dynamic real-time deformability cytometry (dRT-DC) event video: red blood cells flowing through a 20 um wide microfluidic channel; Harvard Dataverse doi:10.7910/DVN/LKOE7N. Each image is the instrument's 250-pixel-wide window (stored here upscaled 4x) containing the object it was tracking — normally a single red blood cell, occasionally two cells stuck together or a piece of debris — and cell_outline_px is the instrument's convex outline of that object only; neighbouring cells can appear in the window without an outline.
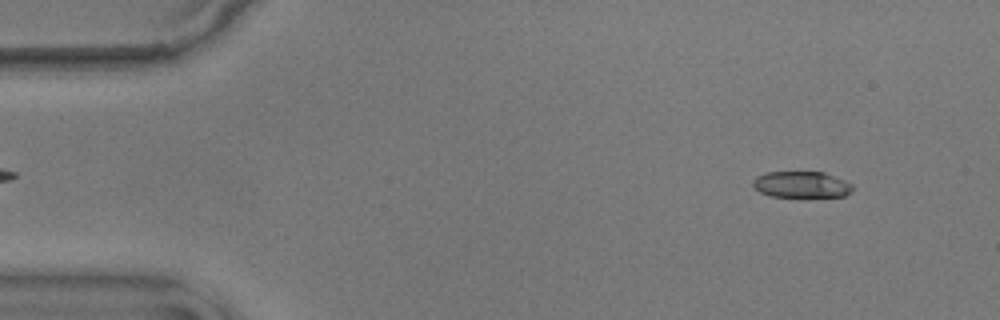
{"species": "common noctule bat (a hibernating species)", "species_latin": "Nyctalus noctula", "temperature_condition": "warm", "stored_images_in_passage": 56, "camera_frame_rate_fps": 3000, "um_per_image_px": 0.085, "animal": {"sex": "male", "body_mass_g": 17.9}, "frame": {"image": 1, "passage_image": 5, "time_ms": 1.333, "image_size_px": [1000, 320], "cell_outline_px": [[852, 192], [844, 196], [800, 200], [768, 196], [760, 192], [752, 184], [752, 180], [756, 176], [768, 172], [824, 172], [844, 180], [852, 184]], "centroid_in_image_um": [68.12, 15.75], "position_along_channel_um": 16.9, "area_um2": 16.24}}
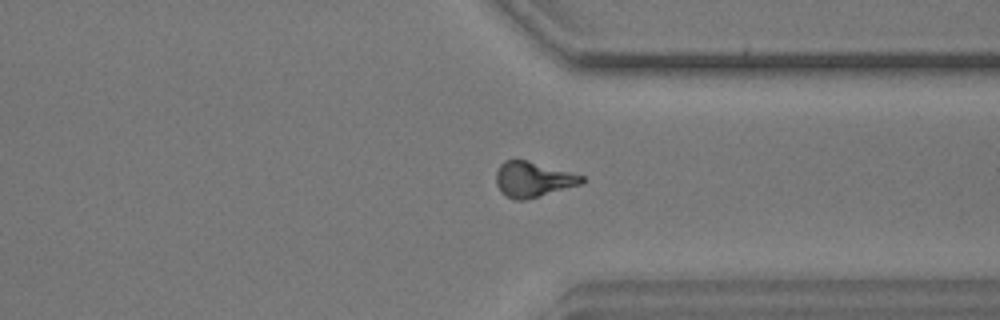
{"frame": {"image": 2, "passage_image": 42, "time_ms": 13.667, "image_size_px": [1000, 320], "cell_outline_px": [[584, 180], [580, 184], [524, 200], [516, 200], [500, 192], [496, 184], [496, 172], [500, 164], [504, 160], [528, 160], [584, 176]], "centroid_in_image_um": [45.26, 15.23], "position_along_channel_um": 366.1, "area_um2": 17.34}}
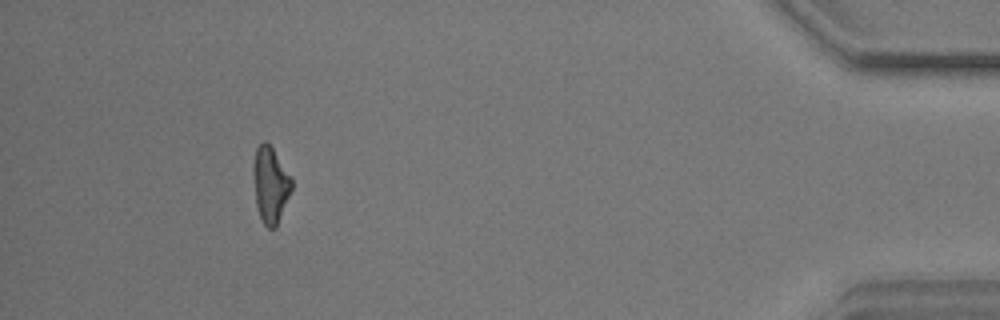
{"frame": {"image": 3, "passage_image": 51, "time_ms": 16.667, "image_size_px": [1000, 320], "cell_outline_px": [[292, 188], [276, 228], [268, 228], [264, 224], [260, 216], [256, 204], [252, 172], [252, 164], [256, 148], [264, 140], [272, 148], [292, 180]], "centroid_in_image_um": [22.95, 15.71], "position_along_channel_um": 412.2, "area_um2": 16.76}, "authors_computed_cell_mechanics": {"area_um2": 17.051, "velocity_mm_per_s": 3.5929, "shape_relaxation_time_tau1_ms": 7.9212, "shape_relaxation_time_tau2_ms": 2.2777, "deformation_change_tau1": 0.2056, "deformation_change_tau2": 0.1022}}